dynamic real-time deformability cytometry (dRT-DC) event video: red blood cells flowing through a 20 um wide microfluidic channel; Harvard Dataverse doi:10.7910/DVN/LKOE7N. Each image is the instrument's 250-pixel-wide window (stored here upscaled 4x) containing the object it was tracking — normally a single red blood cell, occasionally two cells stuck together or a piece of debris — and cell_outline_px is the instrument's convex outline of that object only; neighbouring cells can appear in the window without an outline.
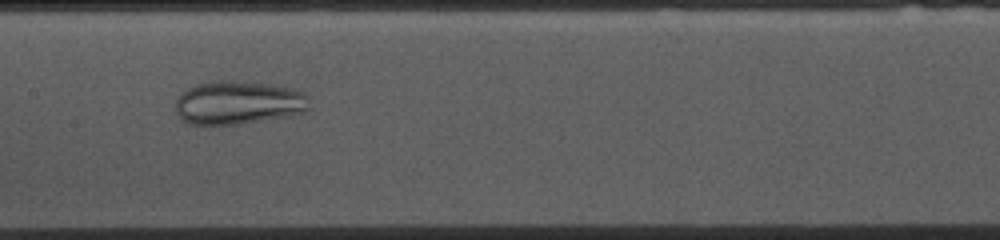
{"species": "common noctule bat (a hibernating species)", "species_latin": "Nyctalus noctula", "temperature_condition": "cold", "stored_images_in_passage": 50, "camera_frame_rate_fps": 3000, "um_per_image_px": 0.085, "animal": {"sex": "female", "body_mass_g": 10.0, "forearm_length_mm": 53.1}, "frame": {"image": 1, "passage_image": 22, "time_ms": 7.0, "image_size_px": [1000, 240], "cell_outline_px": [[308, 108], [304, 112], [288, 116], [240, 124], [188, 124], [180, 120], [176, 112], [176, 96], [180, 92], [196, 84], [212, 80], [228, 80], [272, 84], [292, 88], [304, 92], [308, 96]], "centroid_in_image_um": [20.22, 8.72], "position_along_channel_um": 187.2, "area_um2": 34.33}}
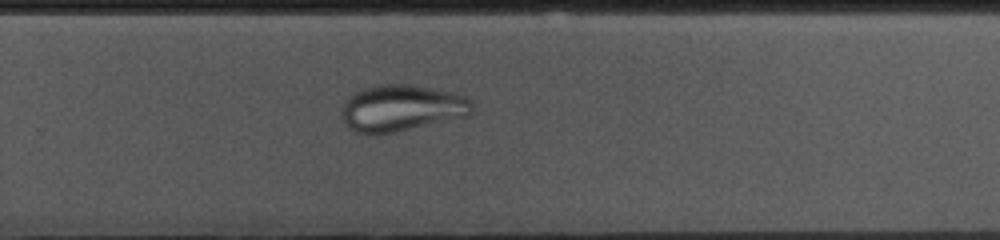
{"frame": {"image": 2, "passage_image": 31, "time_ms": 10.0, "image_size_px": [1000, 240], "cell_outline_px": [[472, 112], [468, 116], [392, 132], [356, 132], [344, 120], [340, 112], [340, 108], [344, 100], [352, 92], [360, 88], [380, 84], [408, 84], [448, 92], [464, 96], [472, 104]], "centroid_in_image_um": [34.08, 9.15], "position_along_channel_um": 295.7, "area_um2": 34.74}}
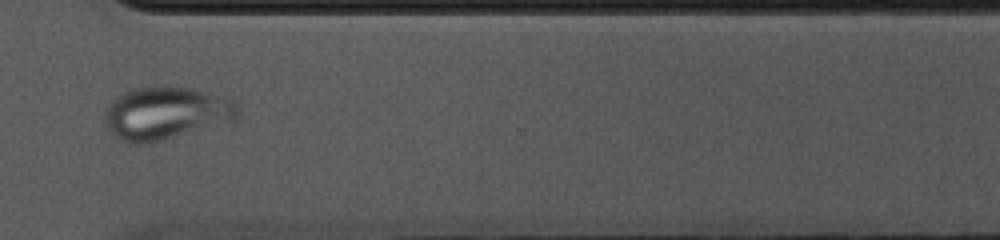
{"frame": {"image": 3, "passage_image": 36, "time_ms": 11.667, "image_size_px": [1000, 240], "cell_outline_px": [[240, 112], [232, 120], [148, 144], [132, 144], [120, 140], [108, 128], [104, 120], [104, 112], [108, 104], [116, 96], [128, 88], [160, 84], [176, 84], [224, 96], [232, 100], [236, 104]], "centroid_in_image_um": [14.04, 9.56], "position_along_channel_um": 356.6, "area_um2": 41.56}}